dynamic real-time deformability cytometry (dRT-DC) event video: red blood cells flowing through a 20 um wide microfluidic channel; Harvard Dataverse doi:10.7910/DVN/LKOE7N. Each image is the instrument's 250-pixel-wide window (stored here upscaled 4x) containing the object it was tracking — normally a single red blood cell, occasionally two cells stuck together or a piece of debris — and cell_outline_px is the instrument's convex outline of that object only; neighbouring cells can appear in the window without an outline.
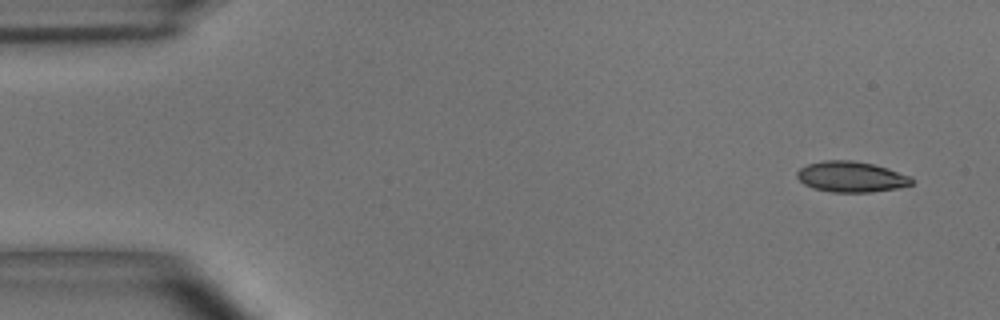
{"species": "common noctule bat (a hibernating species)", "species_latin": "Nyctalus noctula", "temperature_condition": "room temperature", "stored_images_in_passage": 5, "camera_frame_rate_fps": 3000, "um_per_image_px": 0.085, "animal": {"sex": "male", "body_mass_g": 15.6}, "frame": {"image": 1, "passage_image": 1, "time_ms": 0.0, "image_size_px": [1000, 320], "cell_outline_px": [[916, 180], [912, 184], [896, 188], [872, 192], [832, 192], [812, 188], [804, 184], [796, 176], [796, 172], [800, 168], [808, 164], [824, 160], [852, 160], [872, 164], [888, 168], [912, 176]], "centroid_in_image_um": [72.37, 15.02], "position_along_channel_um": 12.6, "area_um2": 20.63}}
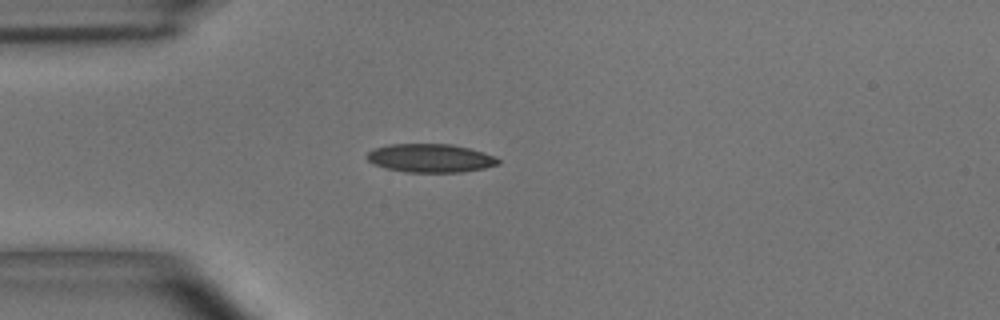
{"frame": {"image": 2, "passage_image": 4, "time_ms": 1.0, "image_size_px": [1000, 320], "cell_outline_px": [[500, 164], [484, 168], [460, 172], [404, 172], [384, 168], [372, 164], [364, 156], [372, 148], [388, 144], [452, 144], [484, 152], [496, 156], [500, 160]], "centroid_in_image_um": [36.54, 13.44], "position_along_channel_um": 48.5, "area_um2": 22.08}}